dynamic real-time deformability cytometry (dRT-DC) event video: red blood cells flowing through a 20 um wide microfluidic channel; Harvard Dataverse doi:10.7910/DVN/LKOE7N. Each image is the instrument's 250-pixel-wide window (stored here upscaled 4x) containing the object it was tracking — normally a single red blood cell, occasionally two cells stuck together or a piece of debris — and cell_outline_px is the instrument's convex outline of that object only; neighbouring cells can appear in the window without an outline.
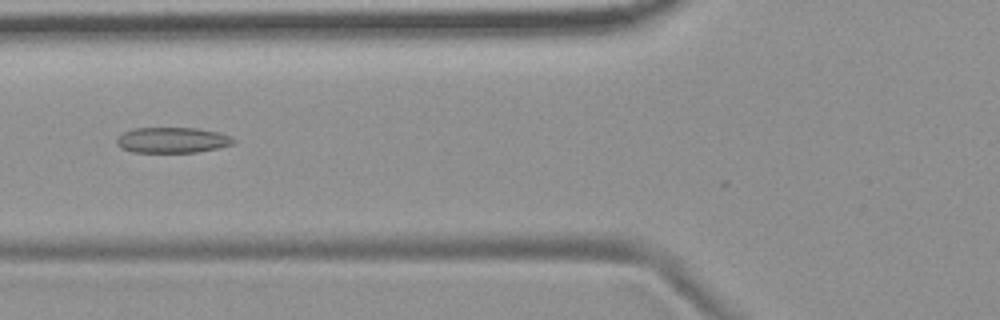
{"species": "common noctule bat (a hibernating species)", "species_latin": "Nyctalus noctula", "temperature_condition": "room temperature", "stored_images_in_passage": 9, "camera_frame_rate_fps": 3000, "um_per_image_px": 0.085, "animal": {"sex": "female", "body_mass_g": 19.9}, "frame": {"image": 1, "passage_image": 6, "time_ms": 6.0, "image_size_px": [1000, 320], "cell_outline_px": [[236, 140], [232, 144], [216, 148], [196, 152], [132, 152], [120, 148], [116, 144], [116, 140], [124, 132], [136, 128], [196, 128], [216, 132], [232, 136]], "centroid_in_image_um": [14.63, 11.91], "position_along_channel_um": 111.2, "area_um2": 17.28}}
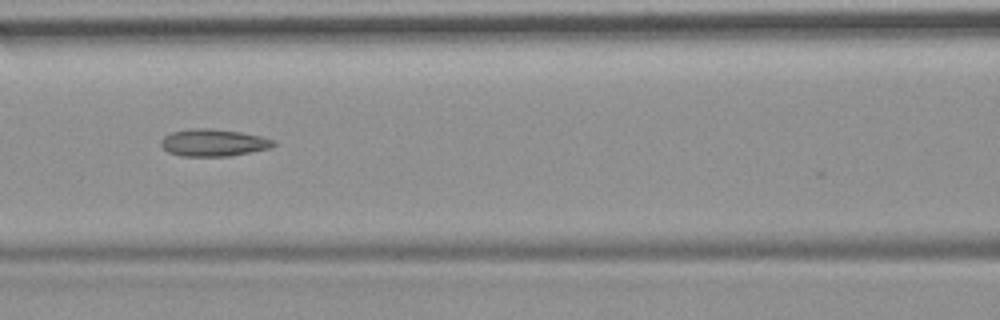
{"frame": {"image": 2, "passage_image": 7, "time_ms": 7.0, "image_size_px": [1000, 320], "cell_outline_px": [[276, 144], [268, 148], [228, 156], [180, 156], [168, 152], [160, 144], [160, 140], [164, 136], [172, 132], [192, 128], [212, 128], [240, 132], [260, 136], [276, 140]], "centroid_in_image_um": [18.11, 12.12], "position_along_channel_um": 148.5, "area_um2": 17.74}}
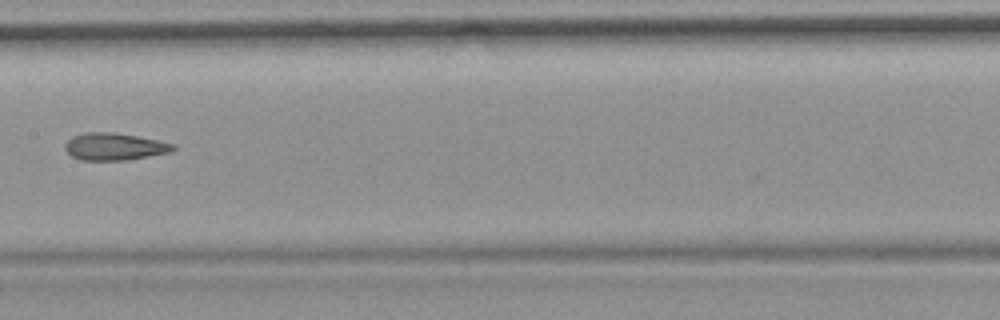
{"frame": {"image": 3, "passage_image": 8, "time_ms": 8.333, "image_size_px": [1000, 320], "cell_outline_px": [[176, 148], [168, 152], [128, 160], [80, 160], [72, 156], [64, 148], [64, 144], [72, 136], [84, 132], [112, 132], [136, 136], [176, 144]], "centroid_in_image_um": [9.69, 12.46], "position_along_channel_um": 197.7, "area_um2": 17.05}}